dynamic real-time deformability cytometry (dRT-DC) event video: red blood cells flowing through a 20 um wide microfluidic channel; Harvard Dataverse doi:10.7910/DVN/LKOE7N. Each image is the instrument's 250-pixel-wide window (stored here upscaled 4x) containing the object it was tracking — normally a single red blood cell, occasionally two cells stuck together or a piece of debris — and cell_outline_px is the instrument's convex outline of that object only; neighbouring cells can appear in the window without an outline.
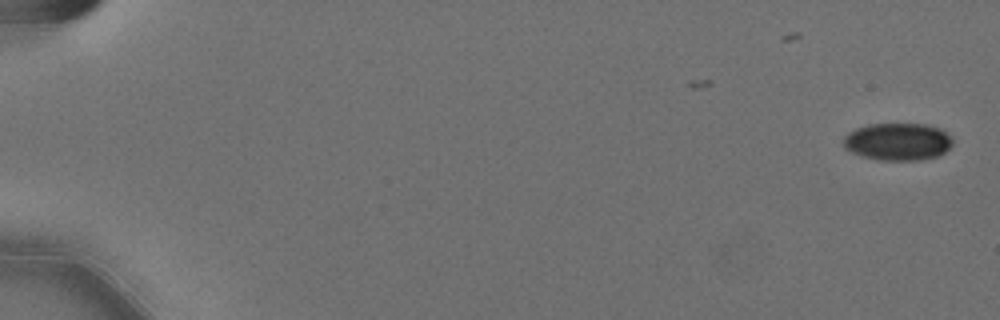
{"species": "Egyptian fruit bat (a non-hibernating species)", "species_latin": "Rousettus aegyptiacus", "temperature_condition": "cold", "stored_images_in_passage": 14, "camera_frame_rate_fps": 3000, "um_per_image_px": 0.085, "animal": {"sex": "female"}, "frame": {"image": 1, "passage_image": 1, "time_ms": 0.0, "image_size_px": [1000, 320], "cell_outline_px": [[952, 144], [940, 156], [920, 160], [876, 160], [860, 156], [844, 148], [844, 136], [848, 132], [856, 128], [868, 124], [924, 124], [940, 128], [952, 140]], "centroid_in_image_um": [76.28, 12.05], "position_along_channel_um": 8.7, "area_um2": 23.87}}